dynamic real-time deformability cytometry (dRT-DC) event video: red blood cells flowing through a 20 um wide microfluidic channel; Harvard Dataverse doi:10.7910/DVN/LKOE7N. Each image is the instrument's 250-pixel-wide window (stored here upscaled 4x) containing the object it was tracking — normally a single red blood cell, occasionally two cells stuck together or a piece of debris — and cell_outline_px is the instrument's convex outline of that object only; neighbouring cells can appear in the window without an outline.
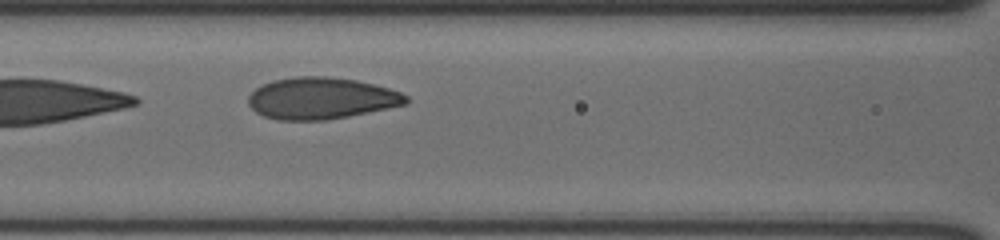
{"species": "human", "species_latin": "Homo sapiens", "temperature_condition": "cold", "stored_images_in_passage": 7, "camera_frame_rate_fps": 3000, "um_per_image_px": 0.085, "donor": {"sex": "male"}, "frame": {"image": 1, "passage_image": 7, "time_ms": 2.0, "image_size_px": [1000, 240], "cell_outline_px": [[408, 100], [404, 104], [348, 116], [324, 120], [276, 120], [264, 116], [256, 112], [248, 104], [248, 96], [256, 88], [272, 80], [296, 76], [328, 76], [356, 80], [388, 88], [400, 92], [408, 96]], "centroid_in_image_um": [27.25, 8.35], "position_along_channel_um": 139.3, "area_um2": 38.03}}